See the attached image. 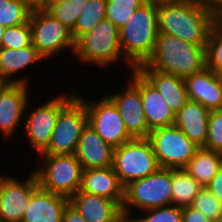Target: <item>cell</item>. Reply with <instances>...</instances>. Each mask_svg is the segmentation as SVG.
I'll return each instance as SVG.
<instances>
[{"label":"cell","instance_id":"obj_23","mask_svg":"<svg viewBox=\"0 0 222 222\" xmlns=\"http://www.w3.org/2000/svg\"><path fill=\"white\" fill-rule=\"evenodd\" d=\"M136 69L162 94L175 114L188 101L183 78L150 67Z\"/></svg>","mask_w":222,"mask_h":222},{"label":"cell","instance_id":"obj_19","mask_svg":"<svg viewBox=\"0 0 222 222\" xmlns=\"http://www.w3.org/2000/svg\"><path fill=\"white\" fill-rule=\"evenodd\" d=\"M188 100L199 102L209 110L222 109V90L216 74L205 67L184 78Z\"/></svg>","mask_w":222,"mask_h":222},{"label":"cell","instance_id":"obj_36","mask_svg":"<svg viewBox=\"0 0 222 222\" xmlns=\"http://www.w3.org/2000/svg\"><path fill=\"white\" fill-rule=\"evenodd\" d=\"M182 222H214L191 206L182 207Z\"/></svg>","mask_w":222,"mask_h":222},{"label":"cell","instance_id":"obj_17","mask_svg":"<svg viewBox=\"0 0 222 222\" xmlns=\"http://www.w3.org/2000/svg\"><path fill=\"white\" fill-rule=\"evenodd\" d=\"M88 222H126L121 206L114 200L78 190L70 199Z\"/></svg>","mask_w":222,"mask_h":222},{"label":"cell","instance_id":"obj_38","mask_svg":"<svg viewBox=\"0 0 222 222\" xmlns=\"http://www.w3.org/2000/svg\"><path fill=\"white\" fill-rule=\"evenodd\" d=\"M206 187L220 202H222V167Z\"/></svg>","mask_w":222,"mask_h":222},{"label":"cell","instance_id":"obj_41","mask_svg":"<svg viewBox=\"0 0 222 222\" xmlns=\"http://www.w3.org/2000/svg\"><path fill=\"white\" fill-rule=\"evenodd\" d=\"M146 1L158 7L162 5L179 4L186 0H146Z\"/></svg>","mask_w":222,"mask_h":222},{"label":"cell","instance_id":"obj_4","mask_svg":"<svg viewBox=\"0 0 222 222\" xmlns=\"http://www.w3.org/2000/svg\"><path fill=\"white\" fill-rule=\"evenodd\" d=\"M172 168H158L154 173L124 186L122 214L127 222L131 208L147 210L172 205Z\"/></svg>","mask_w":222,"mask_h":222},{"label":"cell","instance_id":"obj_35","mask_svg":"<svg viewBox=\"0 0 222 222\" xmlns=\"http://www.w3.org/2000/svg\"><path fill=\"white\" fill-rule=\"evenodd\" d=\"M204 147L222 153V109L210 110Z\"/></svg>","mask_w":222,"mask_h":222},{"label":"cell","instance_id":"obj_32","mask_svg":"<svg viewBox=\"0 0 222 222\" xmlns=\"http://www.w3.org/2000/svg\"><path fill=\"white\" fill-rule=\"evenodd\" d=\"M214 222H222V202L203 187L190 205Z\"/></svg>","mask_w":222,"mask_h":222},{"label":"cell","instance_id":"obj_44","mask_svg":"<svg viewBox=\"0 0 222 222\" xmlns=\"http://www.w3.org/2000/svg\"><path fill=\"white\" fill-rule=\"evenodd\" d=\"M63 1H66V0H48V4H56Z\"/></svg>","mask_w":222,"mask_h":222},{"label":"cell","instance_id":"obj_6","mask_svg":"<svg viewBox=\"0 0 222 222\" xmlns=\"http://www.w3.org/2000/svg\"><path fill=\"white\" fill-rule=\"evenodd\" d=\"M42 168L35 169L39 186L70 199L81 187L83 167L75 154H39Z\"/></svg>","mask_w":222,"mask_h":222},{"label":"cell","instance_id":"obj_40","mask_svg":"<svg viewBox=\"0 0 222 222\" xmlns=\"http://www.w3.org/2000/svg\"><path fill=\"white\" fill-rule=\"evenodd\" d=\"M25 4L31 9H44L48 5V0H23Z\"/></svg>","mask_w":222,"mask_h":222},{"label":"cell","instance_id":"obj_16","mask_svg":"<svg viewBox=\"0 0 222 222\" xmlns=\"http://www.w3.org/2000/svg\"><path fill=\"white\" fill-rule=\"evenodd\" d=\"M113 152L114 148L87 124L82 131L74 154L83 169L86 170L112 167Z\"/></svg>","mask_w":222,"mask_h":222},{"label":"cell","instance_id":"obj_42","mask_svg":"<svg viewBox=\"0 0 222 222\" xmlns=\"http://www.w3.org/2000/svg\"><path fill=\"white\" fill-rule=\"evenodd\" d=\"M216 74V78H217V81L219 83V86L221 87V90H222V72H218V73H215Z\"/></svg>","mask_w":222,"mask_h":222},{"label":"cell","instance_id":"obj_29","mask_svg":"<svg viewBox=\"0 0 222 222\" xmlns=\"http://www.w3.org/2000/svg\"><path fill=\"white\" fill-rule=\"evenodd\" d=\"M31 12L23 0H0V25L12 27L28 23Z\"/></svg>","mask_w":222,"mask_h":222},{"label":"cell","instance_id":"obj_24","mask_svg":"<svg viewBox=\"0 0 222 222\" xmlns=\"http://www.w3.org/2000/svg\"><path fill=\"white\" fill-rule=\"evenodd\" d=\"M40 60L44 61V58L34 48L32 43L17 50L0 48V81L2 83H22L29 85L28 78L20 77L19 79H13L12 76L32 64L42 62Z\"/></svg>","mask_w":222,"mask_h":222},{"label":"cell","instance_id":"obj_10","mask_svg":"<svg viewBox=\"0 0 222 222\" xmlns=\"http://www.w3.org/2000/svg\"><path fill=\"white\" fill-rule=\"evenodd\" d=\"M88 124L85 104L75 96L58 114L48 147L41 154H74Z\"/></svg>","mask_w":222,"mask_h":222},{"label":"cell","instance_id":"obj_21","mask_svg":"<svg viewBox=\"0 0 222 222\" xmlns=\"http://www.w3.org/2000/svg\"><path fill=\"white\" fill-rule=\"evenodd\" d=\"M210 110L199 102L188 100L176 113L175 125L197 146L204 147L208 134Z\"/></svg>","mask_w":222,"mask_h":222},{"label":"cell","instance_id":"obj_11","mask_svg":"<svg viewBox=\"0 0 222 222\" xmlns=\"http://www.w3.org/2000/svg\"><path fill=\"white\" fill-rule=\"evenodd\" d=\"M86 106L88 124L113 148L133 139L128 133L117 107L105 95L100 100L88 102L87 98L76 95Z\"/></svg>","mask_w":222,"mask_h":222},{"label":"cell","instance_id":"obj_39","mask_svg":"<svg viewBox=\"0 0 222 222\" xmlns=\"http://www.w3.org/2000/svg\"><path fill=\"white\" fill-rule=\"evenodd\" d=\"M61 222H88L79 211L68 203L63 211Z\"/></svg>","mask_w":222,"mask_h":222},{"label":"cell","instance_id":"obj_13","mask_svg":"<svg viewBox=\"0 0 222 222\" xmlns=\"http://www.w3.org/2000/svg\"><path fill=\"white\" fill-rule=\"evenodd\" d=\"M124 93L106 95L117 107L128 133L133 138H148L150 129L142 107L140 72L131 71ZM131 80V81H130Z\"/></svg>","mask_w":222,"mask_h":222},{"label":"cell","instance_id":"obj_33","mask_svg":"<svg viewBox=\"0 0 222 222\" xmlns=\"http://www.w3.org/2000/svg\"><path fill=\"white\" fill-rule=\"evenodd\" d=\"M32 43L31 27L29 22L6 27L1 41V48L21 49Z\"/></svg>","mask_w":222,"mask_h":222},{"label":"cell","instance_id":"obj_3","mask_svg":"<svg viewBox=\"0 0 222 222\" xmlns=\"http://www.w3.org/2000/svg\"><path fill=\"white\" fill-rule=\"evenodd\" d=\"M119 32L123 59L132 71L145 63L154 51L159 35L157 7L146 1Z\"/></svg>","mask_w":222,"mask_h":222},{"label":"cell","instance_id":"obj_22","mask_svg":"<svg viewBox=\"0 0 222 222\" xmlns=\"http://www.w3.org/2000/svg\"><path fill=\"white\" fill-rule=\"evenodd\" d=\"M80 191L116 201L122 206L124 186L112 167L83 170Z\"/></svg>","mask_w":222,"mask_h":222},{"label":"cell","instance_id":"obj_31","mask_svg":"<svg viewBox=\"0 0 222 222\" xmlns=\"http://www.w3.org/2000/svg\"><path fill=\"white\" fill-rule=\"evenodd\" d=\"M206 67L214 73L222 72V20L210 31L206 46Z\"/></svg>","mask_w":222,"mask_h":222},{"label":"cell","instance_id":"obj_5","mask_svg":"<svg viewBox=\"0 0 222 222\" xmlns=\"http://www.w3.org/2000/svg\"><path fill=\"white\" fill-rule=\"evenodd\" d=\"M74 54L79 61L107 67L123 56L119 28L108 19L100 21L92 30L75 41Z\"/></svg>","mask_w":222,"mask_h":222},{"label":"cell","instance_id":"obj_27","mask_svg":"<svg viewBox=\"0 0 222 222\" xmlns=\"http://www.w3.org/2000/svg\"><path fill=\"white\" fill-rule=\"evenodd\" d=\"M107 0H89L77 19L71 31L76 41L80 36L92 30L100 21L106 18Z\"/></svg>","mask_w":222,"mask_h":222},{"label":"cell","instance_id":"obj_7","mask_svg":"<svg viewBox=\"0 0 222 222\" xmlns=\"http://www.w3.org/2000/svg\"><path fill=\"white\" fill-rule=\"evenodd\" d=\"M112 168L120 183L126 186L154 173L159 165L148 138H133L114 148Z\"/></svg>","mask_w":222,"mask_h":222},{"label":"cell","instance_id":"obj_9","mask_svg":"<svg viewBox=\"0 0 222 222\" xmlns=\"http://www.w3.org/2000/svg\"><path fill=\"white\" fill-rule=\"evenodd\" d=\"M148 140L160 168H184L199 148L175 124L151 130Z\"/></svg>","mask_w":222,"mask_h":222},{"label":"cell","instance_id":"obj_26","mask_svg":"<svg viewBox=\"0 0 222 222\" xmlns=\"http://www.w3.org/2000/svg\"><path fill=\"white\" fill-rule=\"evenodd\" d=\"M172 205L190 206L203 186L185 169H172Z\"/></svg>","mask_w":222,"mask_h":222},{"label":"cell","instance_id":"obj_25","mask_svg":"<svg viewBox=\"0 0 222 222\" xmlns=\"http://www.w3.org/2000/svg\"><path fill=\"white\" fill-rule=\"evenodd\" d=\"M222 167V153L199 147L185 169L203 187H206Z\"/></svg>","mask_w":222,"mask_h":222},{"label":"cell","instance_id":"obj_37","mask_svg":"<svg viewBox=\"0 0 222 222\" xmlns=\"http://www.w3.org/2000/svg\"><path fill=\"white\" fill-rule=\"evenodd\" d=\"M199 7L210 11L222 20V0H193Z\"/></svg>","mask_w":222,"mask_h":222},{"label":"cell","instance_id":"obj_2","mask_svg":"<svg viewBox=\"0 0 222 222\" xmlns=\"http://www.w3.org/2000/svg\"><path fill=\"white\" fill-rule=\"evenodd\" d=\"M138 67H150L184 79L206 67V46L159 34L152 55Z\"/></svg>","mask_w":222,"mask_h":222},{"label":"cell","instance_id":"obj_18","mask_svg":"<svg viewBox=\"0 0 222 222\" xmlns=\"http://www.w3.org/2000/svg\"><path fill=\"white\" fill-rule=\"evenodd\" d=\"M68 203L67 197L39 186L33 192L21 222H61L63 211Z\"/></svg>","mask_w":222,"mask_h":222},{"label":"cell","instance_id":"obj_15","mask_svg":"<svg viewBox=\"0 0 222 222\" xmlns=\"http://www.w3.org/2000/svg\"><path fill=\"white\" fill-rule=\"evenodd\" d=\"M28 94L27 84L2 83L0 85V130L5 138L16 132L29 106Z\"/></svg>","mask_w":222,"mask_h":222},{"label":"cell","instance_id":"obj_8","mask_svg":"<svg viewBox=\"0 0 222 222\" xmlns=\"http://www.w3.org/2000/svg\"><path fill=\"white\" fill-rule=\"evenodd\" d=\"M32 45L46 59L66 49L75 51V40L71 30L45 9L32 10L29 18Z\"/></svg>","mask_w":222,"mask_h":222},{"label":"cell","instance_id":"obj_45","mask_svg":"<svg viewBox=\"0 0 222 222\" xmlns=\"http://www.w3.org/2000/svg\"><path fill=\"white\" fill-rule=\"evenodd\" d=\"M6 177H7V176H5V175H3V176L0 175V187H1V184H2L3 180H4Z\"/></svg>","mask_w":222,"mask_h":222},{"label":"cell","instance_id":"obj_28","mask_svg":"<svg viewBox=\"0 0 222 222\" xmlns=\"http://www.w3.org/2000/svg\"><path fill=\"white\" fill-rule=\"evenodd\" d=\"M88 1L66 0L56 4H48L44 9L72 31Z\"/></svg>","mask_w":222,"mask_h":222},{"label":"cell","instance_id":"obj_12","mask_svg":"<svg viewBox=\"0 0 222 222\" xmlns=\"http://www.w3.org/2000/svg\"><path fill=\"white\" fill-rule=\"evenodd\" d=\"M67 95H56L43 106L34 108L25 119V133L38 154L48 147L59 112L77 95V91Z\"/></svg>","mask_w":222,"mask_h":222},{"label":"cell","instance_id":"obj_34","mask_svg":"<svg viewBox=\"0 0 222 222\" xmlns=\"http://www.w3.org/2000/svg\"><path fill=\"white\" fill-rule=\"evenodd\" d=\"M147 213L144 217L133 218L127 222H182V207L169 205L142 211Z\"/></svg>","mask_w":222,"mask_h":222},{"label":"cell","instance_id":"obj_14","mask_svg":"<svg viewBox=\"0 0 222 222\" xmlns=\"http://www.w3.org/2000/svg\"><path fill=\"white\" fill-rule=\"evenodd\" d=\"M38 187L34 171L24 182L7 176L0 187V222H21L26 206Z\"/></svg>","mask_w":222,"mask_h":222},{"label":"cell","instance_id":"obj_1","mask_svg":"<svg viewBox=\"0 0 222 222\" xmlns=\"http://www.w3.org/2000/svg\"><path fill=\"white\" fill-rule=\"evenodd\" d=\"M159 34L175 36L199 46H207L212 28L219 19L193 0L157 7Z\"/></svg>","mask_w":222,"mask_h":222},{"label":"cell","instance_id":"obj_20","mask_svg":"<svg viewBox=\"0 0 222 222\" xmlns=\"http://www.w3.org/2000/svg\"><path fill=\"white\" fill-rule=\"evenodd\" d=\"M142 107L150 130L174 125L176 114L162 94L140 73Z\"/></svg>","mask_w":222,"mask_h":222},{"label":"cell","instance_id":"obj_30","mask_svg":"<svg viewBox=\"0 0 222 222\" xmlns=\"http://www.w3.org/2000/svg\"><path fill=\"white\" fill-rule=\"evenodd\" d=\"M146 0H107L106 19L119 29Z\"/></svg>","mask_w":222,"mask_h":222},{"label":"cell","instance_id":"obj_43","mask_svg":"<svg viewBox=\"0 0 222 222\" xmlns=\"http://www.w3.org/2000/svg\"><path fill=\"white\" fill-rule=\"evenodd\" d=\"M5 28L6 27L0 25V48H1V41H2V38H3V35H4Z\"/></svg>","mask_w":222,"mask_h":222}]
</instances>
